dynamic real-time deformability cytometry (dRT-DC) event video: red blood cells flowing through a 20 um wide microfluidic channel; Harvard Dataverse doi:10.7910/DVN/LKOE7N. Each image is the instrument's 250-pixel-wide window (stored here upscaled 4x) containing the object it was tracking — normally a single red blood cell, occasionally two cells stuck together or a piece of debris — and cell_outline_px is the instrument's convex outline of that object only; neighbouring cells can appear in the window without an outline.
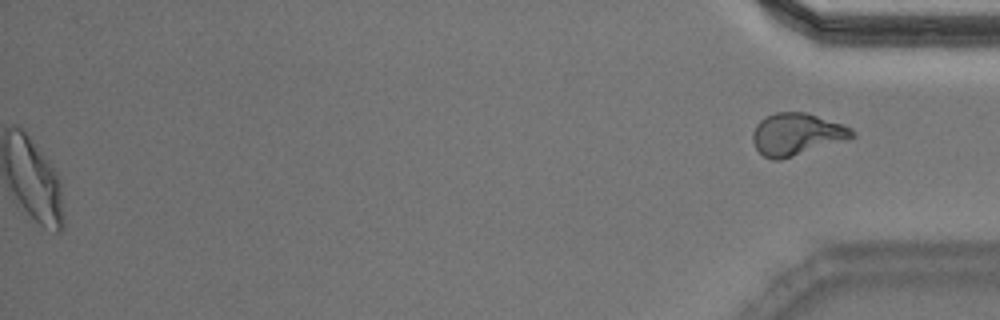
{"species": "Egyptian fruit bat (a non-hibernating species)", "species_latin": "Rousettus aegyptiacus", "temperature_condition": "warm", "stored_images_in_passage": 50, "camera_frame_rate_fps": 3000, "um_per_image_px": 0.085, "animal": {"sex": "male"}, "frame": {"image": 1, "passage_image": 50, "time_ms": 16.333, "image_size_px": [1000, 320], "cell_outline_px": [[856, 136], [848, 140], [780, 160], [772, 160], [764, 156], [756, 148], [752, 140], [752, 132], [756, 124], [764, 116], [776, 112], [804, 112], [844, 124], [852, 128], [856, 132]], "centroid_in_image_um": [67.73, 11.41], "position_along_channel_um": 367.5, "area_um2": 24.68}, "authors_computed_cell_mechanics": {"area_um2": 23.8714, "velocity_mm_per_s": 4.0084, "shape_relaxation_time_tau1_ms": 6.2496, "shape_relaxation_time_tau2_ms": 2.7908, "deformation_change_tau1": 0.2039, "deformation_change_tau2": 0.0753}}